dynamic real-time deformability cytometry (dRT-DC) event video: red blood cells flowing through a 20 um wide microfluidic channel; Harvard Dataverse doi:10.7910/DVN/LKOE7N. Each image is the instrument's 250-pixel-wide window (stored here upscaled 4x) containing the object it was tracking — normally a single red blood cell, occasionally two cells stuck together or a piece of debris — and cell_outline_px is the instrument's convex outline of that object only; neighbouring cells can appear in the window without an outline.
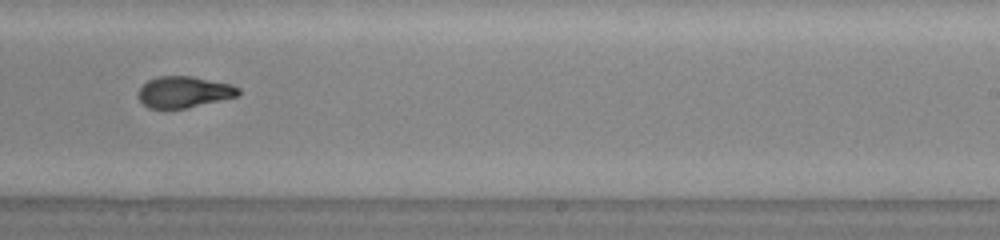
{"species": "common noctule bat (a hibernating species)", "species_latin": "Nyctalus noctula", "temperature_condition": "warm", "stored_images_in_passage": 33, "camera_frame_rate_fps": 3000, "um_per_image_px": 0.085, "animal": {"sex": "male", "body_mass_g": 20.0, "forearm_length_mm": 53.3}, "frame": {"image": 1, "passage_image": 19, "time_ms": 6.0, "image_size_px": [1000, 240], "cell_outline_px": [[240, 92], [236, 96], [220, 100], [184, 108], [148, 108], [140, 100], [140, 88], [148, 80], [160, 76], [192, 76], [232, 84], [240, 88]], "centroid_in_image_um": [15.66, 7.8], "position_along_channel_um": 273.3, "area_um2": 17.92}, "authors_computed_cell_mechanics": {"area_um2": 18.6694, "velocity_mm_per_s": 4.0039, "shape_relaxation_time_tau1_ms": 7.0147, "shape_relaxation_time_tau2_ms": 1.7063, "deformation_change_tau1": 0.2713, "deformation_change_tau2": 0.0746}}